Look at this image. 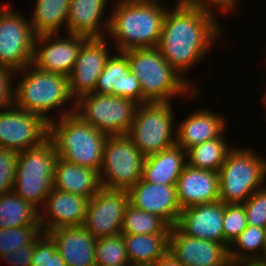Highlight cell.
I'll list each match as a JSON object with an SVG mask.
<instances>
[{
  "instance_id": "cell-36",
  "label": "cell",
  "mask_w": 266,
  "mask_h": 266,
  "mask_svg": "<svg viewBox=\"0 0 266 266\" xmlns=\"http://www.w3.org/2000/svg\"><path fill=\"white\" fill-rule=\"evenodd\" d=\"M31 266H67L53 239L42 232L34 246Z\"/></svg>"
},
{
  "instance_id": "cell-23",
  "label": "cell",
  "mask_w": 266,
  "mask_h": 266,
  "mask_svg": "<svg viewBox=\"0 0 266 266\" xmlns=\"http://www.w3.org/2000/svg\"><path fill=\"white\" fill-rule=\"evenodd\" d=\"M47 234L55 242L67 266H96L97 238L83 226L59 227Z\"/></svg>"
},
{
  "instance_id": "cell-41",
  "label": "cell",
  "mask_w": 266,
  "mask_h": 266,
  "mask_svg": "<svg viewBox=\"0 0 266 266\" xmlns=\"http://www.w3.org/2000/svg\"><path fill=\"white\" fill-rule=\"evenodd\" d=\"M37 238L31 243L18 247L13 252L0 256L1 261H6L10 266H31L32 255Z\"/></svg>"
},
{
  "instance_id": "cell-35",
  "label": "cell",
  "mask_w": 266,
  "mask_h": 266,
  "mask_svg": "<svg viewBox=\"0 0 266 266\" xmlns=\"http://www.w3.org/2000/svg\"><path fill=\"white\" fill-rule=\"evenodd\" d=\"M247 226V218L243 204L224 203V244L229 247Z\"/></svg>"
},
{
  "instance_id": "cell-37",
  "label": "cell",
  "mask_w": 266,
  "mask_h": 266,
  "mask_svg": "<svg viewBox=\"0 0 266 266\" xmlns=\"http://www.w3.org/2000/svg\"><path fill=\"white\" fill-rule=\"evenodd\" d=\"M243 206L248 225L266 228V186L253 192Z\"/></svg>"
},
{
  "instance_id": "cell-16",
  "label": "cell",
  "mask_w": 266,
  "mask_h": 266,
  "mask_svg": "<svg viewBox=\"0 0 266 266\" xmlns=\"http://www.w3.org/2000/svg\"><path fill=\"white\" fill-rule=\"evenodd\" d=\"M169 253L183 266H224L230 262L226 244L192 238L171 227Z\"/></svg>"
},
{
  "instance_id": "cell-11",
  "label": "cell",
  "mask_w": 266,
  "mask_h": 266,
  "mask_svg": "<svg viewBox=\"0 0 266 266\" xmlns=\"http://www.w3.org/2000/svg\"><path fill=\"white\" fill-rule=\"evenodd\" d=\"M29 20L10 6L0 16V66L17 72L32 63L36 35Z\"/></svg>"
},
{
  "instance_id": "cell-49",
  "label": "cell",
  "mask_w": 266,
  "mask_h": 266,
  "mask_svg": "<svg viewBox=\"0 0 266 266\" xmlns=\"http://www.w3.org/2000/svg\"><path fill=\"white\" fill-rule=\"evenodd\" d=\"M127 266H149V265L128 263Z\"/></svg>"
},
{
  "instance_id": "cell-46",
  "label": "cell",
  "mask_w": 266,
  "mask_h": 266,
  "mask_svg": "<svg viewBox=\"0 0 266 266\" xmlns=\"http://www.w3.org/2000/svg\"><path fill=\"white\" fill-rule=\"evenodd\" d=\"M244 266H266L259 263H244Z\"/></svg>"
},
{
  "instance_id": "cell-45",
  "label": "cell",
  "mask_w": 266,
  "mask_h": 266,
  "mask_svg": "<svg viewBox=\"0 0 266 266\" xmlns=\"http://www.w3.org/2000/svg\"><path fill=\"white\" fill-rule=\"evenodd\" d=\"M130 1H135V2H155V3H159V0H130Z\"/></svg>"
},
{
  "instance_id": "cell-34",
  "label": "cell",
  "mask_w": 266,
  "mask_h": 266,
  "mask_svg": "<svg viewBox=\"0 0 266 266\" xmlns=\"http://www.w3.org/2000/svg\"><path fill=\"white\" fill-rule=\"evenodd\" d=\"M42 233L40 225L0 229V256L31 244Z\"/></svg>"
},
{
  "instance_id": "cell-12",
  "label": "cell",
  "mask_w": 266,
  "mask_h": 266,
  "mask_svg": "<svg viewBox=\"0 0 266 266\" xmlns=\"http://www.w3.org/2000/svg\"><path fill=\"white\" fill-rule=\"evenodd\" d=\"M49 138V122L15 104L0 110V147L18 152L41 145Z\"/></svg>"
},
{
  "instance_id": "cell-33",
  "label": "cell",
  "mask_w": 266,
  "mask_h": 266,
  "mask_svg": "<svg viewBox=\"0 0 266 266\" xmlns=\"http://www.w3.org/2000/svg\"><path fill=\"white\" fill-rule=\"evenodd\" d=\"M96 266L124 265L129 259L126 253V244L123 235L101 237L95 246Z\"/></svg>"
},
{
  "instance_id": "cell-24",
  "label": "cell",
  "mask_w": 266,
  "mask_h": 266,
  "mask_svg": "<svg viewBox=\"0 0 266 266\" xmlns=\"http://www.w3.org/2000/svg\"><path fill=\"white\" fill-rule=\"evenodd\" d=\"M107 4L108 0H70L65 32L87 38H107L110 15L102 18Z\"/></svg>"
},
{
  "instance_id": "cell-26",
  "label": "cell",
  "mask_w": 266,
  "mask_h": 266,
  "mask_svg": "<svg viewBox=\"0 0 266 266\" xmlns=\"http://www.w3.org/2000/svg\"><path fill=\"white\" fill-rule=\"evenodd\" d=\"M53 188L90 199L102 188L99 172L57 157Z\"/></svg>"
},
{
  "instance_id": "cell-3",
  "label": "cell",
  "mask_w": 266,
  "mask_h": 266,
  "mask_svg": "<svg viewBox=\"0 0 266 266\" xmlns=\"http://www.w3.org/2000/svg\"><path fill=\"white\" fill-rule=\"evenodd\" d=\"M124 53L127 55L130 71L140 81L142 103L173 102V98L185 95L195 100L200 98V88H194L178 74L157 47L135 48Z\"/></svg>"
},
{
  "instance_id": "cell-28",
  "label": "cell",
  "mask_w": 266,
  "mask_h": 266,
  "mask_svg": "<svg viewBox=\"0 0 266 266\" xmlns=\"http://www.w3.org/2000/svg\"><path fill=\"white\" fill-rule=\"evenodd\" d=\"M69 6L70 0H36L29 20L34 34L59 33L63 25L66 27Z\"/></svg>"
},
{
  "instance_id": "cell-42",
  "label": "cell",
  "mask_w": 266,
  "mask_h": 266,
  "mask_svg": "<svg viewBox=\"0 0 266 266\" xmlns=\"http://www.w3.org/2000/svg\"><path fill=\"white\" fill-rule=\"evenodd\" d=\"M152 266H183L177 259L169 252H167L162 258H160Z\"/></svg>"
},
{
  "instance_id": "cell-9",
  "label": "cell",
  "mask_w": 266,
  "mask_h": 266,
  "mask_svg": "<svg viewBox=\"0 0 266 266\" xmlns=\"http://www.w3.org/2000/svg\"><path fill=\"white\" fill-rule=\"evenodd\" d=\"M144 160L127 134L108 135L99 171L102 187L128 191L142 179Z\"/></svg>"
},
{
  "instance_id": "cell-17",
  "label": "cell",
  "mask_w": 266,
  "mask_h": 266,
  "mask_svg": "<svg viewBox=\"0 0 266 266\" xmlns=\"http://www.w3.org/2000/svg\"><path fill=\"white\" fill-rule=\"evenodd\" d=\"M129 204L133 207L158 215L170 227L176 225L182 211L176 185H161L140 179L128 190Z\"/></svg>"
},
{
  "instance_id": "cell-15",
  "label": "cell",
  "mask_w": 266,
  "mask_h": 266,
  "mask_svg": "<svg viewBox=\"0 0 266 266\" xmlns=\"http://www.w3.org/2000/svg\"><path fill=\"white\" fill-rule=\"evenodd\" d=\"M106 37L88 38L81 46L75 66L68 76L69 88L75 101L89 93H94L98 78L105 63L111 56Z\"/></svg>"
},
{
  "instance_id": "cell-19",
  "label": "cell",
  "mask_w": 266,
  "mask_h": 266,
  "mask_svg": "<svg viewBox=\"0 0 266 266\" xmlns=\"http://www.w3.org/2000/svg\"><path fill=\"white\" fill-rule=\"evenodd\" d=\"M223 215L224 203L220 200L194 205L181 211L175 226L189 237L224 244Z\"/></svg>"
},
{
  "instance_id": "cell-30",
  "label": "cell",
  "mask_w": 266,
  "mask_h": 266,
  "mask_svg": "<svg viewBox=\"0 0 266 266\" xmlns=\"http://www.w3.org/2000/svg\"><path fill=\"white\" fill-rule=\"evenodd\" d=\"M224 133L225 131L215 139L189 148L186 151L187 164L194 168L219 172L227 155L233 149L228 145Z\"/></svg>"
},
{
  "instance_id": "cell-32",
  "label": "cell",
  "mask_w": 266,
  "mask_h": 266,
  "mask_svg": "<svg viewBox=\"0 0 266 266\" xmlns=\"http://www.w3.org/2000/svg\"><path fill=\"white\" fill-rule=\"evenodd\" d=\"M171 227L158 215L129 204L125 210L121 234H170Z\"/></svg>"
},
{
  "instance_id": "cell-38",
  "label": "cell",
  "mask_w": 266,
  "mask_h": 266,
  "mask_svg": "<svg viewBox=\"0 0 266 266\" xmlns=\"http://www.w3.org/2000/svg\"><path fill=\"white\" fill-rule=\"evenodd\" d=\"M18 154L0 147V195L13 190Z\"/></svg>"
},
{
  "instance_id": "cell-44",
  "label": "cell",
  "mask_w": 266,
  "mask_h": 266,
  "mask_svg": "<svg viewBox=\"0 0 266 266\" xmlns=\"http://www.w3.org/2000/svg\"><path fill=\"white\" fill-rule=\"evenodd\" d=\"M224 266H244V263L230 261L229 263H227Z\"/></svg>"
},
{
  "instance_id": "cell-10",
  "label": "cell",
  "mask_w": 266,
  "mask_h": 266,
  "mask_svg": "<svg viewBox=\"0 0 266 266\" xmlns=\"http://www.w3.org/2000/svg\"><path fill=\"white\" fill-rule=\"evenodd\" d=\"M138 106L127 98L89 93L75 101L74 113L107 135H126Z\"/></svg>"
},
{
  "instance_id": "cell-2",
  "label": "cell",
  "mask_w": 266,
  "mask_h": 266,
  "mask_svg": "<svg viewBox=\"0 0 266 266\" xmlns=\"http://www.w3.org/2000/svg\"><path fill=\"white\" fill-rule=\"evenodd\" d=\"M110 13L107 37L115 41L116 51L124 52L135 48L157 47L162 24L168 7L160 0L135 2L116 0Z\"/></svg>"
},
{
  "instance_id": "cell-1",
  "label": "cell",
  "mask_w": 266,
  "mask_h": 266,
  "mask_svg": "<svg viewBox=\"0 0 266 266\" xmlns=\"http://www.w3.org/2000/svg\"><path fill=\"white\" fill-rule=\"evenodd\" d=\"M219 23L217 15L202 9L178 3L172 8L168 6L157 48L189 84L191 81L186 75L210 54L213 42L220 39L224 32Z\"/></svg>"
},
{
  "instance_id": "cell-21",
  "label": "cell",
  "mask_w": 266,
  "mask_h": 266,
  "mask_svg": "<svg viewBox=\"0 0 266 266\" xmlns=\"http://www.w3.org/2000/svg\"><path fill=\"white\" fill-rule=\"evenodd\" d=\"M195 110L176 125V144L185 151L219 137L228 127L227 119L217 111L204 108Z\"/></svg>"
},
{
  "instance_id": "cell-20",
  "label": "cell",
  "mask_w": 266,
  "mask_h": 266,
  "mask_svg": "<svg viewBox=\"0 0 266 266\" xmlns=\"http://www.w3.org/2000/svg\"><path fill=\"white\" fill-rule=\"evenodd\" d=\"M94 93L114 95L142 104V87L138 77L130 71L127 55L111 54L98 78Z\"/></svg>"
},
{
  "instance_id": "cell-29",
  "label": "cell",
  "mask_w": 266,
  "mask_h": 266,
  "mask_svg": "<svg viewBox=\"0 0 266 266\" xmlns=\"http://www.w3.org/2000/svg\"><path fill=\"white\" fill-rule=\"evenodd\" d=\"M40 225V212L13 190L0 195V229Z\"/></svg>"
},
{
  "instance_id": "cell-13",
  "label": "cell",
  "mask_w": 266,
  "mask_h": 266,
  "mask_svg": "<svg viewBox=\"0 0 266 266\" xmlns=\"http://www.w3.org/2000/svg\"><path fill=\"white\" fill-rule=\"evenodd\" d=\"M128 205L129 195L127 190L102 187L88 201L83 227L97 239L120 235Z\"/></svg>"
},
{
  "instance_id": "cell-27",
  "label": "cell",
  "mask_w": 266,
  "mask_h": 266,
  "mask_svg": "<svg viewBox=\"0 0 266 266\" xmlns=\"http://www.w3.org/2000/svg\"><path fill=\"white\" fill-rule=\"evenodd\" d=\"M130 263L152 266L169 250L170 234H122Z\"/></svg>"
},
{
  "instance_id": "cell-31",
  "label": "cell",
  "mask_w": 266,
  "mask_h": 266,
  "mask_svg": "<svg viewBox=\"0 0 266 266\" xmlns=\"http://www.w3.org/2000/svg\"><path fill=\"white\" fill-rule=\"evenodd\" d=\"M265 242V228L248 225L228 247L230 261L259 263L263 258Z\"/></svg>"
},
{
  "instance_id": "cell-43",
  "label": "cell",
  "mask_w": 266,
  "mask_h": 266,
  "mask_svg": "<svg viewBox=\"0 0 266 266\" xmlns=\"http://www.w3.org/2000/svg\"><path fill=\"white\" fill-rule=\"evenodd\" d=\"M265 232H266V228H265ZM259 264L266 265V242H265V247H264L263 258H262V260L259 262Z\"/></svg>"
},
{
  "instance_id": "cell-25",
  "label": "cell",
  "mask_w": 266,
  "mask_h": 266,
  "mask_svg": "<svg viewBox=\"0 0 266 266\" xmlns=\"http://www.w3.org/2000/svg\"><path fill=\"white\" fill-rule=\"evenodd\" d=\"M187 165L186 151L177 144L145 157L143 179L161 185H176Z\"/></svg>"
},
{
  "instance_id": "cell-5",
  "label": "cell",
  "mask_w": 266,
  "mask_h": 266,
  "mask_svg": "<svg viewBox=\"0 0 266 266\" xmlns=\"http://www.w3.org/2000/svg\"><path fill=\"white\" fill-rule=\"evenodd\" d=\"M107 136L74 112L49 123V138L55 144L58 157L98 172Z\"/></svg>"
},
{
  "instance_id": "cell-50",
  "label": "cell",
  "mask_w": 266,
  "mask_h": 266,
  "mask_svg": "<svg viewBox=\"0 0 266 266\" xmlns=\"http://www.w3.org/2000/svg\"><path fill=\"white\" fill-rule=\"evenodd\" d=\"M110 266H127V264H124V265H110Z\"/></svg>"
},
{
  "instance_id": "cell-6",
  "label": "cell",
  "mask_w": 266,
  "mask_h": 266,
  "mask_svg": "<svg viewBox=\"0 0 266 266\" xmlns=\"http://www.w3.org/2000/svg\"><path fill=\"white\" fill-rule=\"evenodd\" d=\"M57 157V149L50 138L18 154L13 191L39 211L53 189Z\"/></svg>"
},
{
  "instance_id": "cell-4",
  "label": "cell",
  "mask_w": 266,
  "mask_h": 266,
  "mask_svg": "<svg viewBox=\"0 0 266 266\" xmlns=\"http://www.w3.org/2000/svg\"><path fill=\"white\" fill-rule=\"evenodd\" d=\"M17 72L16 76L21 73V79L14 86V104L17 107L36 113L49 123L56 118H61L74 112L75 99L70 93L67 76L43 71L32 63ZM69 102H71L72 107H68L69 110L66 109L64 111L63 106L69 104ZM57 108L59 117H49L51 115L48 114L49 111L52 113Z\"/></svg>"
},
{
  "instance_id": "cell-39",
  "label": "cell",
  "mask_w": 266,
  "mask_h": 266,
  "mask_svg": "<svg viewBox=\"0 0 266 266\" xmlns=\"http://www.w3.org/2000/svg\"><path fill=\"white\" fill-rule=\"evenodd\" d=\"M175 2L184 6L202 9L214 15H217L218 9V12L221 10L220 13L230 14V12L235 13L233 11L238 8L237 0H178Z\"/></svg>"
},
{
  "instance_id": "cell-18",
  "label": "cell",
  "mask_w": 266,
  "mask_h": 266,
  "mask_svg": "<svg viewBox=\"0 0 266 266\" xmlns=\"http://www.w3.org/2000/svg\"><path fill=\"white\" fill-rule=\"evenodd\" d=\"M88 201L82 195L53 188L40 212L42 232L47 233L59 227L83 226Z\"/></svg>"
},
{
  "instance_id": "cell-47",
  "label": "cell",
  "mask_w": 266,
  "mask_h": 266,
  "mask_svg": "<svg viewBox=\"0 0 266 266\" xmlns=\"http://www.w3.org/2000/svg\"><path fill=\"white\" fill-rule=\"evenodd\" d=\"M9 6V4H4V6L2 5V7H0V16L2 15V13L7 9V7Z\"/></svg>"
},
{
  "instance_id": "cell-8",
  "label": "cell",
  "mask_w": 266,
  "mask_h": 266,
  "mask_svg": "<svg viewBox=\"0 0 266 266\" xmlns=\"http://www.w3.org/2000/svg\"><path fill=\"white\" fill-rule=\"evenodd\" d=\"M173 108L171 102H146L138 106L127 135L144 157L176 144Z\"/></svg>"
},
{
  "instance_id": "cell-7",
  "label": "cell",
  "mask_w": 266,
  "mask_h": 266,
  "mask_svg": "<svg viewBox=\"0 0 266 266\" xmlns=\"http://www.w3.org/2000/svg\"><path fill=\"white\" fill-rule=\"evenodd\" d=\"M265 182L266 159L252 148L235 146L219 170V200L225 204H243Z\"/></svg>"
},
{
  "instance_id": "cell-48",
  "label": "cell",
  "mask_w": 266,
  "mask_h": 266,
  "mask_svg": "<svg viewBox=\"0 0 266 266\" xmlns=\"http://www.w3.org/2000/svg\"><path fill=\"white\" fill-rule=\"evenodd\" d=\"M261 100H262L261 103H264L263 106H265L266 105V93H264V96H263V98H261Z\"/></svg>"
},
{
  "instance_id": "cell-14",
  "label": "cell",
  "mask_w": 266,
  "mask_h": 266,
  "mask_svg": "<svg viewBox=\"0 0 266 266\" xmlns=\"http://www.w3.org/2000/svg\"><path fill=\"white\" fill-rule=\"evenodd\" d=\"M43 34L35 37L32 64L37 68L69 76L79 50L87 37L66 33Z\"/></svg>"
},
{
  "instance_id": "cell-22",
  "label": "cell",
  "mask_w": 266,
  "mask_h": 266,
  "mask_svg": "<svg viewBox=\"0 0 266 266\" xmlns=\"http://www.w3.org/2000/svg\"><path fill=\"white\" fill-rule=\"evenodd\" d=\"M181 209L219 200V172L185 166L176 183Z\"/></svg>"
},
{
  "instance_id": "cell-40",
  "label": "cell",
  "mask_w": 266,
  "mask_h": 266,
  "mask_svg": "<svg viewBox=\"0 0 266 266\" xmlns=\"http://www.w3.org/2000/svg\"><path fill=\"white\" fill-rule=\"evenodd\" d=\"M14 74L15 71L0 66V110L14 105Z\"/></svg>"
}]
</instances>
